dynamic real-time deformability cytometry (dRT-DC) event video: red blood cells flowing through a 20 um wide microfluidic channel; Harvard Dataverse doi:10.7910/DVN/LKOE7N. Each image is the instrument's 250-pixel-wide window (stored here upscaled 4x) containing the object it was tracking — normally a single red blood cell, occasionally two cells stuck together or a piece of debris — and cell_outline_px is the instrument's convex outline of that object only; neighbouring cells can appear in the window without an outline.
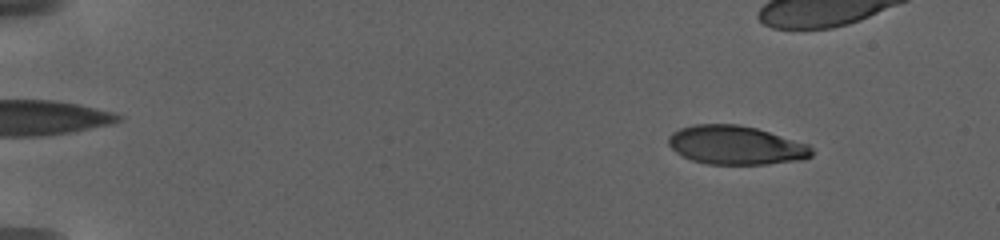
{"species": "human", "species_latin": "Homo sapiens", "temperature_condition": "warm", "stored_images_in_passage": 58, "camera_frame_rate_fps": 3000, "um_per_image_px": 0.085, "donor": {"sex": "female"}, "frame": {"image": 1, "passage_image": 8, "time_ms": 3.0, "image_size_px": [1000, 240], "cell_outline_px": [[812, 156], [804, 160], [768, 164], [708, 164], [692, 160], [676, 152], [668, 144], [668, 136], [672, 132], [680, 128], [696, 124], [740, 124], [756, 128], [808, 144], [812, 148]], "centroid_in_image_um": [62.55, 12.34], "position_along_channel_um": 22.4, "area_um2": 32.43}}
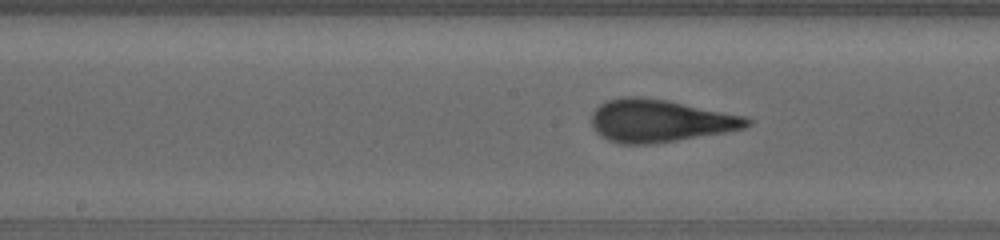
{"frame": {"image": 2, "passage_image": 37, "time_ms": 13.0, "image_size_px": [1000, 240], "cell_outline_px": [[752, 124], [744, 128], [724, 132], [652, 144], [620, 144], [608, 140], [600, 136], [592, 128], [592, 112], [600, 104], [608, 100], [624, 96], [640, 96], [668, 100], [744, 116], [752, 120]], "centroid_in_image_um": [56.05, 10.26], "position_along_channel_um": 192.2, "area_um2": 38.55}}
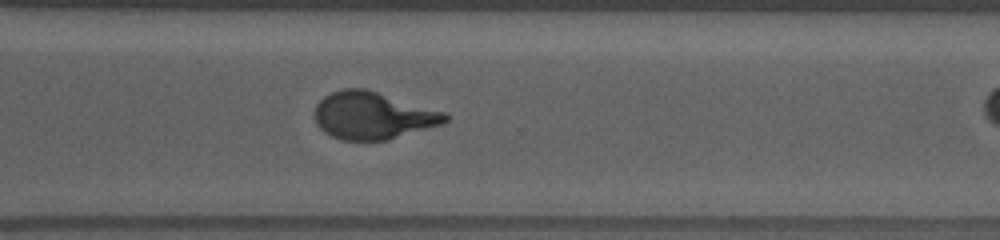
{"frame": {"image": 3, "passage_image": 52, "time_ms": 18.0, "image_size_px": [1000, 240], "cell_outline_px": [[448, 120], [440, 124], [388, 140], [344, 140], [332, 136], [324, 132], [316, 124], [316, 104], [324, 96], [332, 92], [344, 88], [364, 88], [444, 112], [448, 116]], "centroid_in_image_um": [31.65, 9.82], "position_along_channel_um": 338.9, "area_um2": 35.43}}